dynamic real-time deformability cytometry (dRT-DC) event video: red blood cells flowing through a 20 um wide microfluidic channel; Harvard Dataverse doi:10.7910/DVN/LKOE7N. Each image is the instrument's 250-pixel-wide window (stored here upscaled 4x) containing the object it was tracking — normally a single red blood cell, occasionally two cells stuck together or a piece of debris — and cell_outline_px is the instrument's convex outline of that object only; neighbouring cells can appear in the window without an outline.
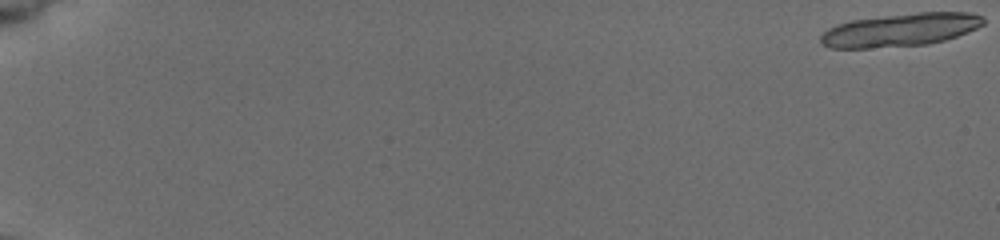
{"species": "common noctule bat (a hibernating species)", "species_latin": "Nyctalus noctula", "temperature_condition": "cold", "stored_images_in_passage": 25, "segment_of_instrument_passage": [1, 2], "camera_frame_rate_fps": 3000, "um_per_image_px": 0.085, "animal": {"sex": "female", "body_mass_g": 19.5, "forearm_length_mm": 54.1}, "frame": {"image": 1, "passage_image": 1, "time_ms": 0.0, "image_size_px": [1000, 240], "cell_outline_px": [[984, 24], [968, 32], [944, 40], [928, 44], [868, 48], [832, 48], [824, 44], [820, 40], [820, 36], [828, 28], [836, 24], [852, 20], [916, 12], [968, 12], [984, 16]], "centroid_in_image_um": [76.55, 2.53], "position_along_channel_um": 8.4, "area_um2": 31.21}}